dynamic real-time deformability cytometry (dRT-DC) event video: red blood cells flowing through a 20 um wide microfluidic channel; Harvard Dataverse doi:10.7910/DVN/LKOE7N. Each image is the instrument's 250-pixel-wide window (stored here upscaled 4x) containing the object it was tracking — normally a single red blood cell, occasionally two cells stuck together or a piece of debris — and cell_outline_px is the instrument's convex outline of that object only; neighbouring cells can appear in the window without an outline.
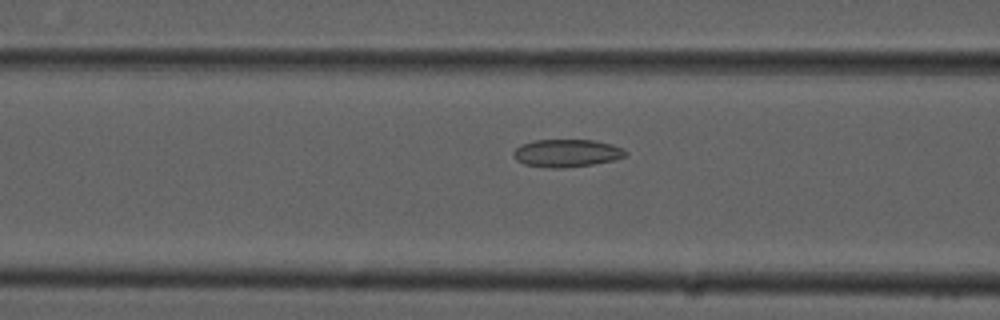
{"species": "common noctule bat (a hibernating species)", "species_latin": "Nyctalus noctula", "temperature_condition": "cold", "stored_images_in_passage": 14, "camera_frame_rate_fps": 3000, "um_per_image_px": 0.085, "animal": {"sex": "male", "forearm_length_mm": 52.5}, "frame": {"image": 1, "passage_image": 12, "time_ms": 3.667, "image_size_px": [1000, 320], "cell_outline_px": [[628, 152], [624, 156], [612, 160], [592, 164], [564, 168], [548, 168], [524, 164], [516, 160], [512, 152], [520, 144], [532, 140], [596, 140], [612, 144], [624, 148]], "centroid_in_image_um": [48.15, 13.01], "position_along_channel_um": 118.5, "area_um2": 18.21}}